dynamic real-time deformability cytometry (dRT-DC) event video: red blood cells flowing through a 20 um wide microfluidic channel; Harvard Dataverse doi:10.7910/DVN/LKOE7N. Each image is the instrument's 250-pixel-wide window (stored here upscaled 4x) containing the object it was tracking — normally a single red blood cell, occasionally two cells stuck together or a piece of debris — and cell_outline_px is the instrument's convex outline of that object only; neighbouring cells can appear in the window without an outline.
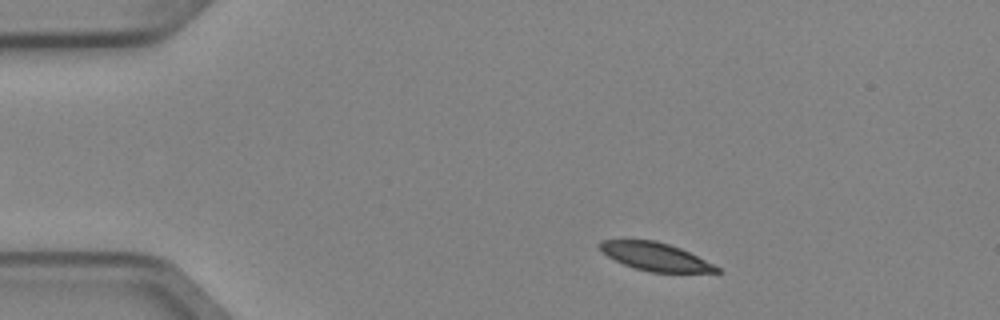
{"species": "Egyptian fruit bat (a non-hibernating species)", "species_latin": "Rousettus aegyptiacus", "temperature_condition": "cold", "stored_images_in_passage": 4, "camera_frame_rate_fps": 3000, "um_per_image_px": 0.085, "animal": {"sex": "female"}, "frame": {"image": 1, "passage_image": 1, "time_ms": 0.0, "image_size_px": [1000, 320], "cell_outline_px": [[724, 272], [648, 272], [624, 264], [608, 256], [596, 244], [600, 240], [656, 240], [680, 248], [720, 268]], "centroid_in_image_um": [55.68, 21.81], "position_along_channel_um": 29.3, "area_um2": 18.79}}
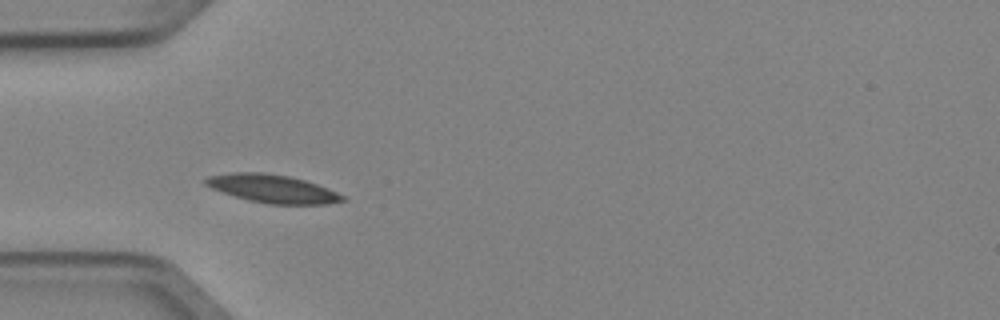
{"frame": {"image": 2, "passage_image": 3, "time_ms": 0.667, "image_size_px": [1000, 320], "cell_outline_px": [[344, 200], [328, 204], [268, 204], [248, 200], [212, 188], [204, 184], [204, 180], [208, 176], [232, 172], [264, 172], [288, 176], [304, 180], [328, 188], [344, 196]], "centroid_in_image_um": [23.15, 16.03], "position_along_channel_um": 61.9, "area_um2": 22.25}}
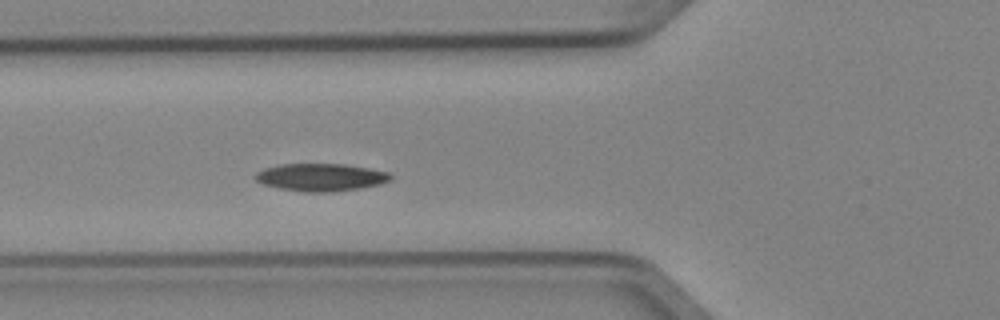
{"frame": {"image": 3, "passage_image": 4, "time_ms": 1.0, "image_size_px": [1000, 320], "cell_outline_px": [[392, 180], [380, 184], [360, 188], [332, 192], [304, 192], [276, 188], [264, 184], [256, 180], [256, 172], [264, 168], [280, 164], [344, 164], [392, 172]], "centroid_in_image_um": [27.3, 15.07], "position_along_channel_um": 98.5, "area_um2": 21.91}}